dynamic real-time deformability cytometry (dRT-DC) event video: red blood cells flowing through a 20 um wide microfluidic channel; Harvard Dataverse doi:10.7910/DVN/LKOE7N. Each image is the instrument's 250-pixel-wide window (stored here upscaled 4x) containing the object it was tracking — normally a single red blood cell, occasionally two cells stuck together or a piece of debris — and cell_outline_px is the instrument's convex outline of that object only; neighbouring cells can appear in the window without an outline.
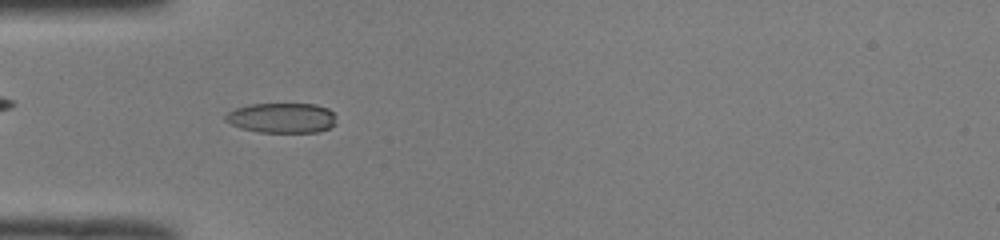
{"species": "common noctule bat (a hibernating species)", "species_latin": "Nyctalus noctula", "temperature_condition": "room temperature", "stored_images_in_passage": 48, "camera_frame_rate_fps": 3000, "um_per_image_px": 0.085, "animal": {"sex": "male", "body_mass_g": 19.0, "forearm_length_mm": 50.8}, "frame": {"image": 1, "passage_image": 15, "time_ms": 4.667, "image_size_px": [1000, 240], "cell_outline_px": [[336, 124], [328, 128], [316, 132], [260, 132], [240, 128], [224, 120], [224, 116], [228, 112], [236, 108], [248, 104], [316, 104], [328, 108], [336, 116]], "centroid_in_image_um": [23.96, 10.02], "position_along_channel_um": 61.0, "area_um2": 19.48}}
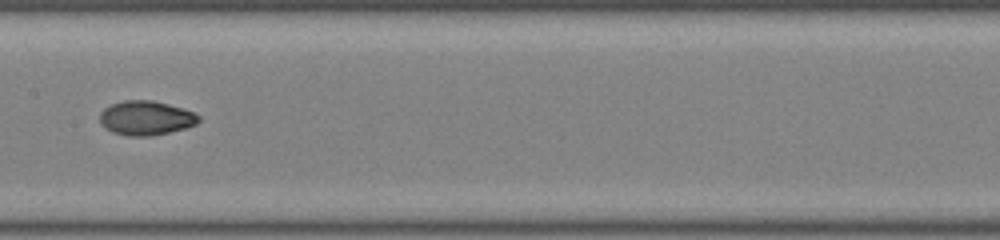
{"frame": {"image": 2, "passage_image": 25, "time_ms": 8.0, "image_size_px": [1000, 240], "cell_outline_px": [[200, 120], [196, 124], [184, 128], [168, 132], [148, 136], [128, 136], [112, 132], [104, 128], [100, 124], [100, 112], [104, 108], [112, 104], [124, 100], [152, 100], [168, 104], [192, 112], [200, 116]], "centroid_in_image_um": [12.36, 10.03], "position_along_channel_um": 195.0, "area_um2": 19.65}}
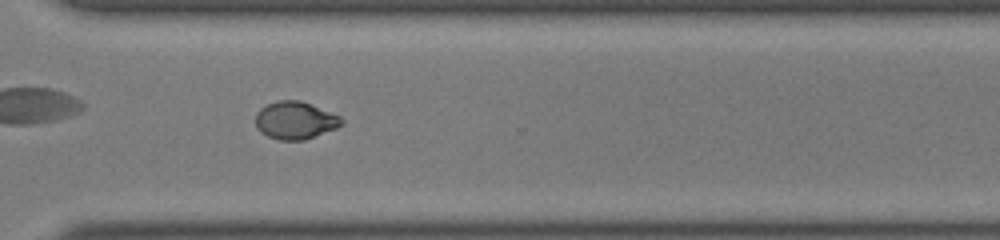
{"frame": {"image": 3, "passage_image": 36, "time_ms": 11.667, "image_size_px": [1000, 240], "cell_outline_px": [[344, 124], [336, 128], [304, 140], [280, 140], [268, 136], [260, 132], [256, 128], [256, 112], [260, 108], [268, 104], [280, 100], [300, 100], [312, 104], [340, 116], [344, 120]], "centroid_in_image_um": [25.1, 10.22], "position_along_channel_um": 345.5, "area_um2": 18.9}, "authors_computed_cell_mechanics": {"area_um2": 19.363, "velocity_mm_per_s": 4.0959, "shape_relaxation_time_tau1_ms": 7.3727, "shape_relaxation_time_tau2_ms": 2.2536, "deformation_change_tau1": 0.2348, "deformation_change_tau2": 0.0383}}